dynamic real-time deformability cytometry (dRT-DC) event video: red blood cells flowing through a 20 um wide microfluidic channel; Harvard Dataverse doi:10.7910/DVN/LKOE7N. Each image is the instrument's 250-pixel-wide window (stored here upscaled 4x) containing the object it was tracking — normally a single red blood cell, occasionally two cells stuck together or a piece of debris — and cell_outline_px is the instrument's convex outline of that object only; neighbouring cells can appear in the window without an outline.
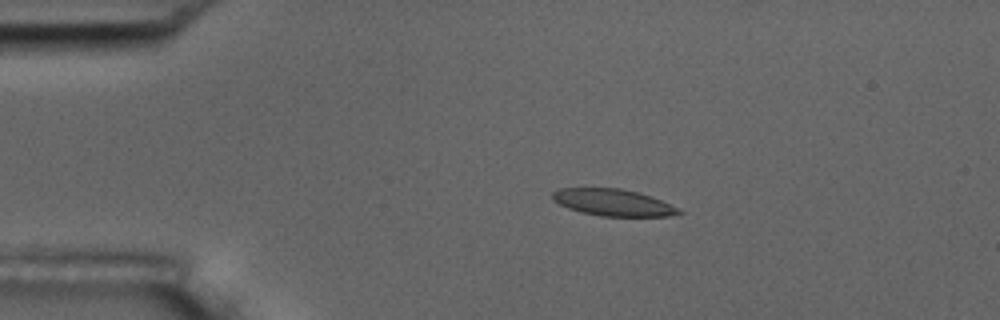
{"species": "common noctule bat (a hibernating species)", "species_latin": "Nyctalus noctula", "temperature_condition": "room temperature", "stored_images_in_passage": 6, "camera_frame_rate_fps": 3000, "um_per_image_px": 0.085, "animal": {"sex": "male", "body_mass_g": 17.5, "forearm_length_mm": 52.3}, "frame": {"image": 1, "passage_image": 2, "time_ms": 1.333, "image_size_px": [1000, 320], "cell_outline_px": [[684, 212], [668, 216], [600, 216], [580, 212], [568, 208], [552, 200], [552, 192], [560, 188], [620, 188], [640, 192], [652, 196], [680, 208]], "centroid_in_image_um": [52.13, 17.21], "position_along_channel_um": 32.9, "area_um2": 19.88}}
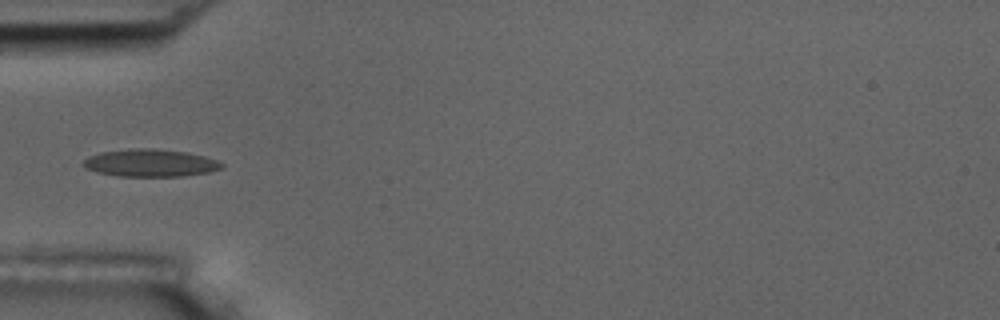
{"frame": {"image": 2, "passage_image": 4, "time_ms": 3.667, "image_size_px": [1000, 320], "cell_outline_px": [[224, 168], [208, 172], [184, 176], [120, 176], [96, 172], [84, 168], [80, 164], [88, 156], [100, 152], [136, 148], [152, 148], [188, 152], [204, 156], [216, 160], [224, 164]], "centroid_in_image_um": [12.76, 13.85], "position_along_channel_um": 72.2, "area_um2": 22.31}}